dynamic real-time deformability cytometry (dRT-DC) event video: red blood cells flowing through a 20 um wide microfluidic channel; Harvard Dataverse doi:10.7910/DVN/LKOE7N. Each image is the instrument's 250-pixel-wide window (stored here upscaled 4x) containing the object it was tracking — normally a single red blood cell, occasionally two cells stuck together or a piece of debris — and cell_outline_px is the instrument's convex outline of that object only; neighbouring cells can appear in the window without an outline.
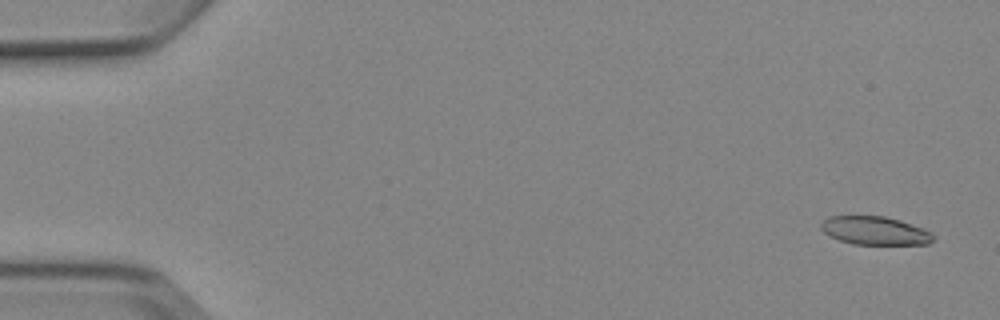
{"species": "Egyptian fruit bat (a non-hibernating species)", "species_latin": "Rousettus aegyptiacus", "temperature_condition": "cold", "stored_images_in_passage": 5, "camera_frame_rate_fps": 3000, "um_per_image_px": 0.085, "animal": {"sex": "female"}, "frame": {"image": 1, "passage_image": 1, "time_ms": 0.0, "image_size_px": [1000, 320], "cell_outline_px": [[936, 236], [928, 244], [852, 244], [828, 236], [820, 228], [820, 224], [828, 216], [884, 216], [900, 220], [932, 232]], "centroid_in_image_um": [74.35, 19.6], "position_along_channel_um": 10.7, "area_um2": 18.55}}
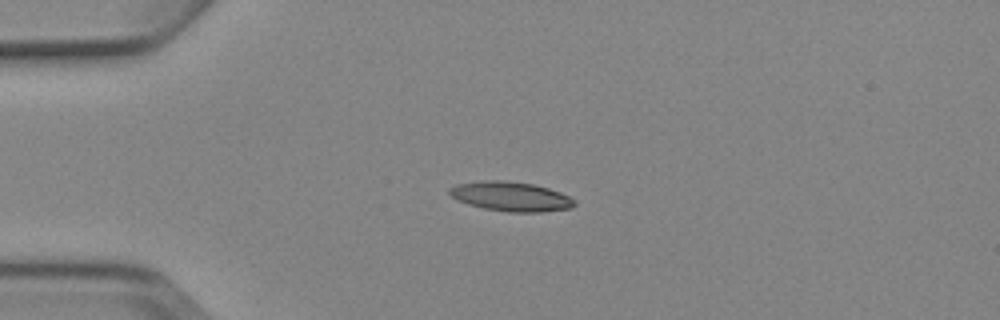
{"frame": {"image": 2, "passage_image": 4, "time_ms": 3.667, "image_size_px": [1000, 320], "cell_outline_px": [[576, 204], [568, 208], [540, 212], [508, 212], [484, 208], [468, 204], [452, 196], [448, 192], [448, 188], [456, 184], [484, 180], [504, 180], [532, 184], [548, 188], [560, 192], [576, 200]], "centroid_in_image_um": [43.41, 16.69], "position_along_channel_um": 41.6, "area_um2": 21.33}}